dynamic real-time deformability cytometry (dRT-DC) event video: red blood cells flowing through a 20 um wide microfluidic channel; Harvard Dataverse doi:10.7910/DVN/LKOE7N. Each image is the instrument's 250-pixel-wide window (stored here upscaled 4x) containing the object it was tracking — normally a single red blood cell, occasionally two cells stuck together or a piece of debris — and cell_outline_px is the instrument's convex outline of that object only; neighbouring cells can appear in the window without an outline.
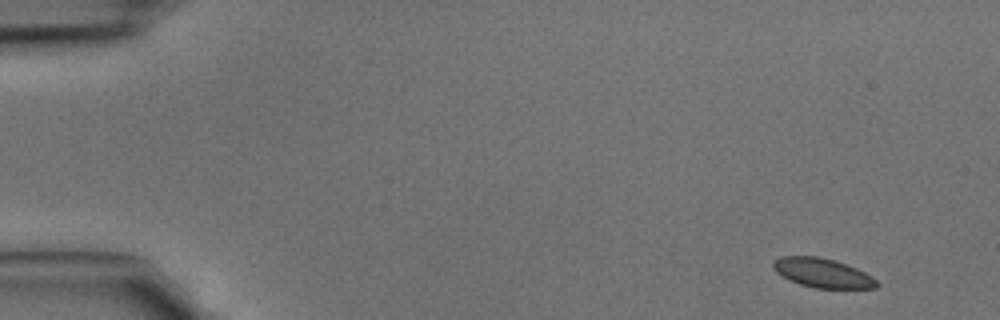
{"species": "common noctule bat (a hibernating species)", "species_latin": "Nyctalus noctula", "temperature_condition": "cold", "stored_images_in_passage": 4, "camera_frame_rate_fps": 3000, "um_per_image_px": 0.085, "animal": {"sex": "male", "body_mass_g": 15.6}, "frame": {"image": 1, "passage_image": 1, "time_ms": 0.0, "image_size_px": [1000, 320], "cell_outline_px": [[880, 284], [876, 288], [816, 288], [800, 284], [788, 280], [776, 272], [772, 268], [772, 260], [780, 256], [820, 256], [856, 268], [872, 276]], "centroid_in_image_um": [69.87, 23.19], "position_along_channel_um": 15.1, "area_um2": 17.69}}
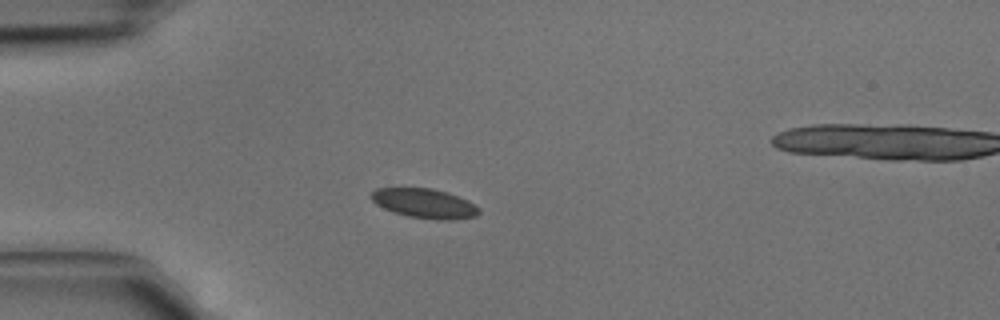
{"frame": {"image": 2, "passage_image": 3, "time_ms": 0.667, "image_size_px": [1000, 320], "cell_outline_px": [[480, 212], [476, 216], [456, 220], [436, 220], [408, 216], [384, 208], [376, 204], [368, 196], [376, 188], [432, 188], [448, 192], [468, 200], [480, 208]], "centroid_in_image_um": [36.11, 17.29], "position_along_channel_um": 48.9, "area_um2": 18.67}}